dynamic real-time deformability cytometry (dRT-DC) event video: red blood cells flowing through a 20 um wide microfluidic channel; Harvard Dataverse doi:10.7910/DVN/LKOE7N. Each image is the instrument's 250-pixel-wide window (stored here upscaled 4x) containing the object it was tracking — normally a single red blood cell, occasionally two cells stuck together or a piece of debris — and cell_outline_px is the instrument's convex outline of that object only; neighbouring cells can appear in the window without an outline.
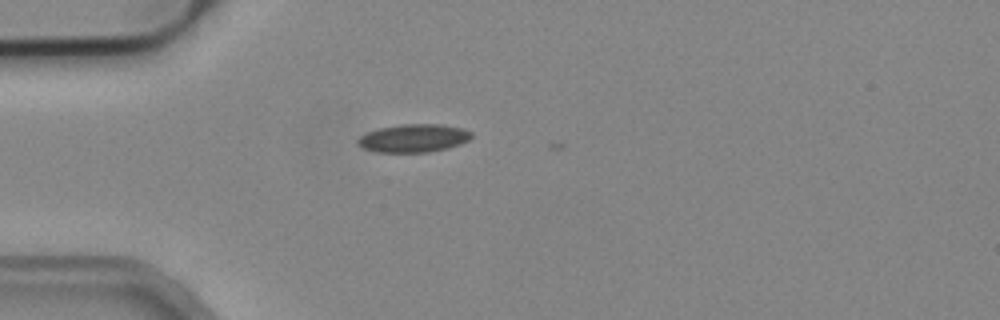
{"species": "common noctule bat (a hibernating species)", "species_latin": "Nyctalus noctula", "temperature_condition": "cold", "stored_images_in_passage": 2, "camera_frame_rate_fps": 3000, "um_per_image_px": 0.085, "animal": {"sex": "male", "body_mass_g": 19.2, "forearm_length_mm": 51.8}, "frame": {"image": 1, "passage_image": 1, "time_ms": 0.0, "image_size_px": [1000, 320], "cell_outline_px": [[472, 136], [468, 140], [460, 144], [448, 148], [428, 152], [376, 152], [364, 148], [356, 144], [356, 140], [360, 136], [368, 132], [380, 128], [400, 124], [440, 124], [464, 128], [472, 132]], "centroid_in_image_um": [35.16, 11.74], "position_along_channel_um": 49.8, "area_um2": 18.67}}